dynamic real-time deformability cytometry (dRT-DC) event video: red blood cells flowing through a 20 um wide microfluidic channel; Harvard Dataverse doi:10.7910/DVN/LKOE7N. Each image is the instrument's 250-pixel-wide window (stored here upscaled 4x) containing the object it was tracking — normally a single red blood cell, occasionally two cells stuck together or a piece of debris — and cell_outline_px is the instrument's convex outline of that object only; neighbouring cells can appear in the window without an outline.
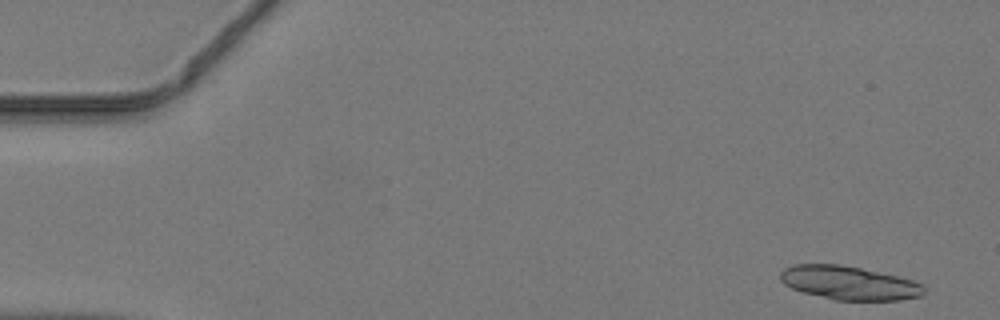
{"species": "common noctule bat (a hibernating species)", "species_latin": "Nyctalus noctula", "temperature_condition": "warm", "stored_images_in_passage": 47, "segment_of_instrument_passage": [1, 2], "camera_frame_rate_fps": 3000, "um_per_image_px": 0.085, "animal": {"sex": "male", "body_mass_g": 19.2, "forearm_length_mm": 51.8}, "frame": {"image": 1, "passage_image": 2, "time_ms": 0.333, "image_size_px": [1000, 320], "cell_outline_px": [[924, 292], [920, 296], [900, 300], [832, 300], [804, 292], [792, 288], [784, 284], [780, 280], [780, 272], [784, 268], [792, 264], [840, 264], [860, 268], [896, 276], [912, 280], [924, 284]], "centroid_in_image_um": [72.14, 24.05], "position_along_channel_um": 12.9, "area_um2": 28.15}}